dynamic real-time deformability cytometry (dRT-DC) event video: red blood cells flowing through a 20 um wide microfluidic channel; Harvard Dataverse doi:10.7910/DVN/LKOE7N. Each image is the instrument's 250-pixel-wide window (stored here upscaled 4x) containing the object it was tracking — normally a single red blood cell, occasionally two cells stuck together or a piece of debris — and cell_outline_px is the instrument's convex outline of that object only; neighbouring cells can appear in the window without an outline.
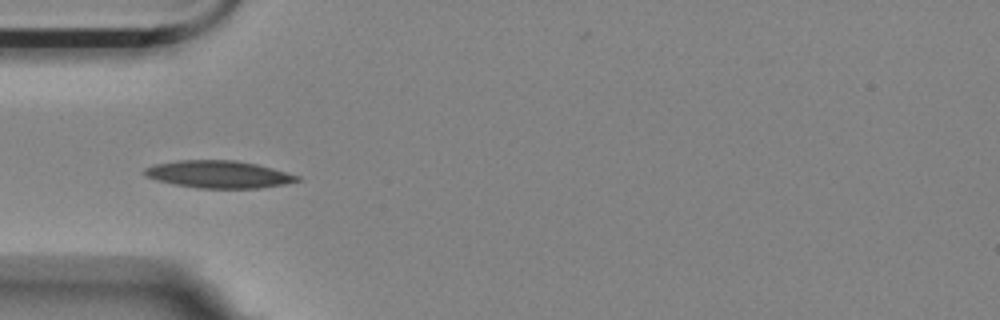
{"species": "Egyptian fruit bat (a non-hibernating species)", "species_latin": "Rousettus aegyptiacus", "temperature_condition": "room temperature", "stored_images_in_passage": 27, "camera_frame_rate_fps": 3000, "um_per_image_px": 0.085, "animal": {"sex": "female"}, "frame": {"image": 1, "passage_image": 1, "time_ms": 0.0, "image_size_px": [1000, 320], "cell_outline_px": [[300, 180], [284, 184], [260, 188], [196, 188], [156, 180], [144, 176], [144, 168], [152, 164], [176, 160], [236, 160], [256, 164], [272, 168], [300, 176]], "centroid_in_image_um": [18.54, 14.81], "position_along_channel_um": 66.5, "area_um2": 24.39}}
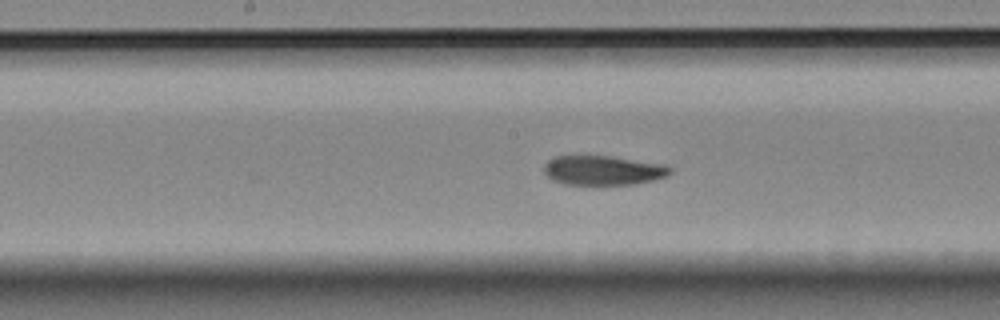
{"frame": {"image": 2, "passage_image": 12, "time_ms": 3.667, "image_size_px": [1000, 320], "cell_outline_px": [[672, 172], [664, 176], [652, 180], [632, 184], [564, 184], [552, 180], [544, 172], [544, 164], [552, 156], [612, 156], [664, 164], [672, 168]], "centroid_in_image_um": [51.23, 14.46], "position_along_channel_um": 197.0, "area_um2": 21.56}}
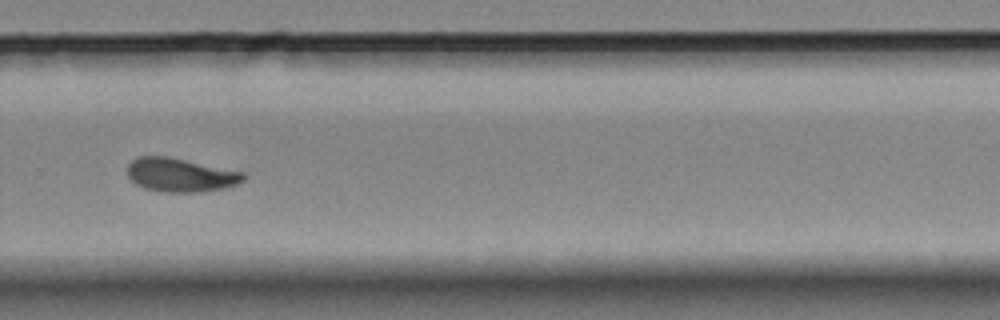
{"frame": {"image": 3, "passage_image": 22, "time_ms": 7.0, "image_size_px": [1000, 320], "cell_outline_px": [[244, 180], [236, 184], [224, 188], [200, 192], [164, 192], [144, 188], [136, 184], [128, 176], [128, 164], [132, 160], [140, 156], [168, 156], [244, 172]], "centroid_in_image_um": [15.33, 14.87], "position_along_channel_um": 314.5, "area_um2": 22.72}, "authors_computed_cell_mechanics": {"area_um2": 22.7154, "velocity_mm_per_s": 3.5437, "shape_relaxation_time_tau1_ms": null, "shape_relaxation_time_tau2_ms": 4.459, "deformation_change_tau1": null, "deformation_change_tau2": 0.0892}}